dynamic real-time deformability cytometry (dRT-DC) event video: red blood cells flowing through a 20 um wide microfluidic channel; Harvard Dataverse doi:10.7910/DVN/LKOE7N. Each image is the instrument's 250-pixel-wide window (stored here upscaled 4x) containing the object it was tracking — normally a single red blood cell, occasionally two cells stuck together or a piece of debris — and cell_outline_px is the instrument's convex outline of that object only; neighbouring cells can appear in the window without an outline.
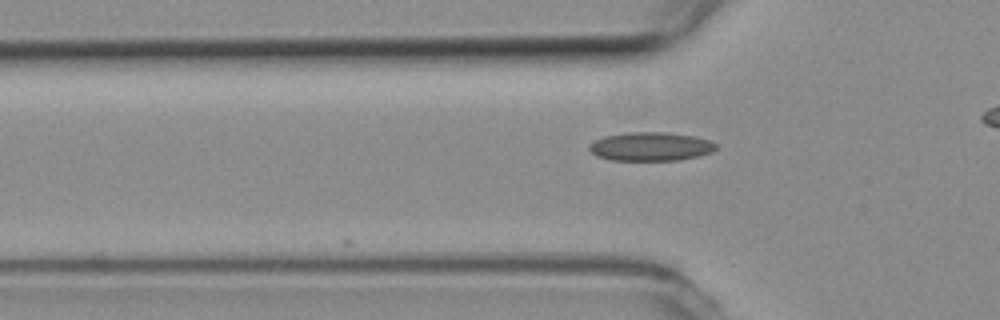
{"species": "common noctule bat (a hibernating species)", "species_latin": "Nyctalus noctula", "temperature_condition": "room temperature", "stored_images_in_passage": 7, "camera_frame_rate_fps": 3000, "um_per_image_px": 0.085, "animal": {"sex": "female", "body_mass_g": 19.3, "forearm_length_mm": 54.1}, "frame": {"image": 1, "passage_image": 4, "time_ms": 1.0, "image_size_px": [1000, 320], "cell_outline_px": [[716, 148], [712, 152], [680, 160], [612, 160], [596, 156], [588, 148], [588, 144], [604, 136], [628, 132], [664, 132], [696, 136], [708, 140], [716, 144]], "centroid_in_image_um": [55.29, 12.45], "position_along_channel_um": 70.5, "area_um2": 21.15}}